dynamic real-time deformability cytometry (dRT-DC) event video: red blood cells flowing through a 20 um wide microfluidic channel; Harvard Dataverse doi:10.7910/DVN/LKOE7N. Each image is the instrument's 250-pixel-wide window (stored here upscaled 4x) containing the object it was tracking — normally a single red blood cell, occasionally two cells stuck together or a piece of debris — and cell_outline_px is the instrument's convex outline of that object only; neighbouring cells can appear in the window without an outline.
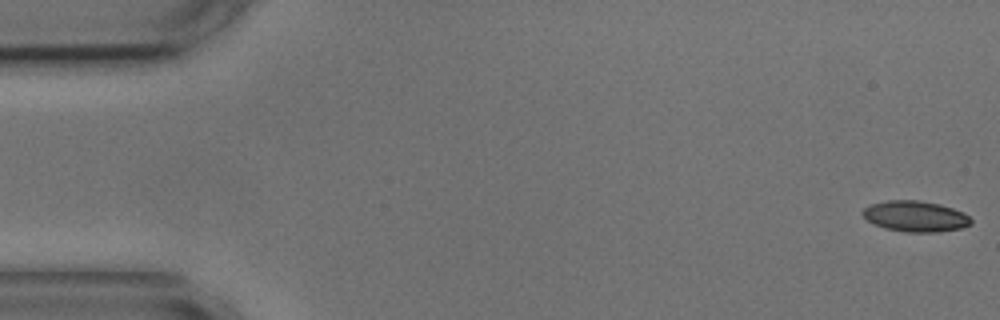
{"species": "common noctule bat (a hibernating species)", "species_latin": "Nyctalus noctula", "temperature_condition": "cold", "stored_images_in_passage": 6, "camera_frame_rate_fps": 3000, "um_per_image_px": 0.085, "animal": {"sex": "male", "body_mass_g": 17.9, "forearm_length_mm": 54.2}, "frame": {"image": 1, "passage_image": 1, "time_ms": 0.0, "image_size_px": [1000, 320], "cell_outline_px": [[972, 224], [960, 228], [940, 232], [904, 232], [884, 228], [868, 220], [860, 212], [868, 204], [888, 200], [920, 200], [940, 204], [964, 212], [972, 220]], "centroid_in_image_um": [77.8, 18.38], "position_along_channel_um": 7.2, "area_um2": 19.59}}
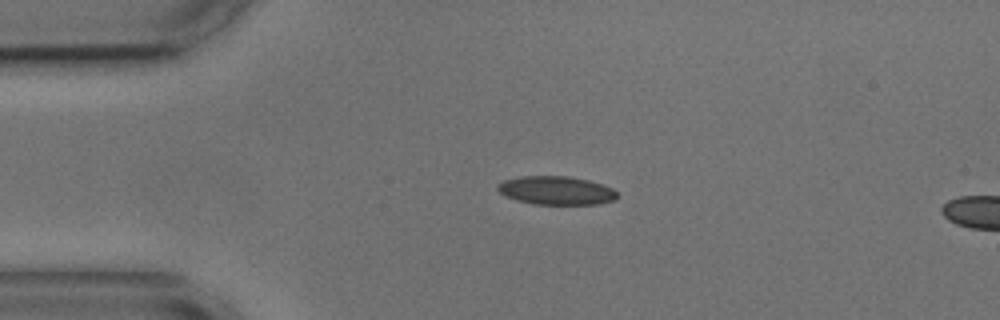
{"frame": {"image": 2, "passage_image": 4, "time_ms": 3.667, "image_size_px": [1000, 320], "cell_outline_px": [[616, 200], [596, 204], [532, 204], [516, 200], [504, 196], [496, 188], [496, 184], [504, 180], [520, 176], [568, 176], [588, 180], [612, 188], [616, 192]], "centroid_in_image_um": [47.22, 16.19], "position_along_channel_um": 37.8, "area_um2": 19.88}}